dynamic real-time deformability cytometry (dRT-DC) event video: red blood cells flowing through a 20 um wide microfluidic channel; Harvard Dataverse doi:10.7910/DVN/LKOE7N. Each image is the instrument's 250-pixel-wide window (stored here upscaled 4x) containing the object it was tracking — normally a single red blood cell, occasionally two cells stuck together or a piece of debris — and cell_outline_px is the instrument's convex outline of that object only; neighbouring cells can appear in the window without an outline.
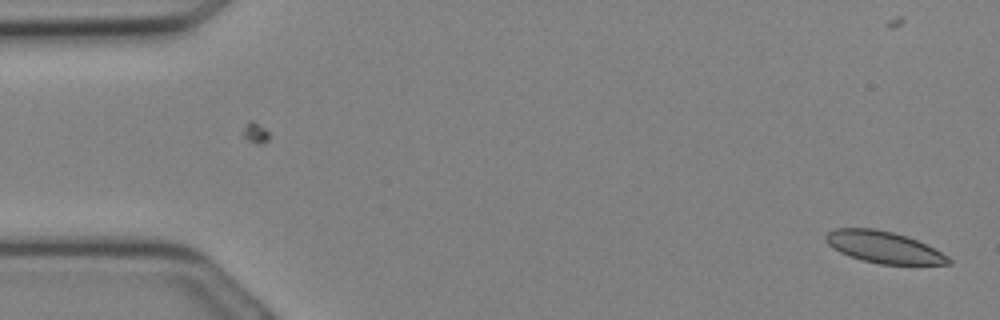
{"species": "Egyptian fruit bat (a non-hibernating species)", "species_latin": "Rousettus aegyptiacus", "temperature_condition": "cold", "stored_images_in_passage": 2, "camera_frame_rate_fps": 3000, "um_per_image_px": 0.085, "animal": {"sex": "female"}, "frame": {"image": 1, "passage_image": 2, "time_ms": 0.333, "image_size_px": [1000, 320], "cell_outline_px": [[952, 264], [880, 264], [860, 260], [840, 252], [828, 244], [824, 240], [824, 236], [828, 232], [836, 228], [876, 228], [892, 232], [916, 240], [948, 256], [952, 260]], "centroid_in_image_um": [75.07, 21.01], "position_along_channel_um": 9.9, "area_um2": 22.43}}